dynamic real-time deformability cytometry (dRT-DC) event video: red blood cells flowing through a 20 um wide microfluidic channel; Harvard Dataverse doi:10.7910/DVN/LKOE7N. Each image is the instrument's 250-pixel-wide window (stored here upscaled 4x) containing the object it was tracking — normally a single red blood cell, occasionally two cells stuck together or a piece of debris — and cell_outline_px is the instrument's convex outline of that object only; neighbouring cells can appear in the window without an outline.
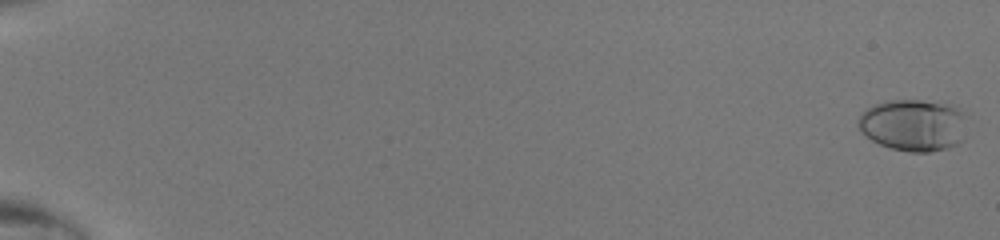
{"species": "human", "species_latin": "Homo sapiens", "temperature_condition": "room temperature", "stored_images_in_passage": 50, "camera_frame_rate_fps": 3000, "um_per_image_px": 0.085, "donor": {"sex": "male"}, "frame": {"image": 1, "passage_image": 2, "time_ms": 0.333, "image_size_px": [1000, 240], "cell_outline_px": [[964, 140], [948, 148], [928, 152], [908, 152], [892, 148], [880, 144], [872, 140], [860, 128], [856, 120], [868, 108], [876, 104], [888, 100], [920, 100], [952, 104], [964, 116]], "centroid_in_image_um": [77.65, 10.64], "position_along_channel_um": 7.3, "area_um2": 32.6}}
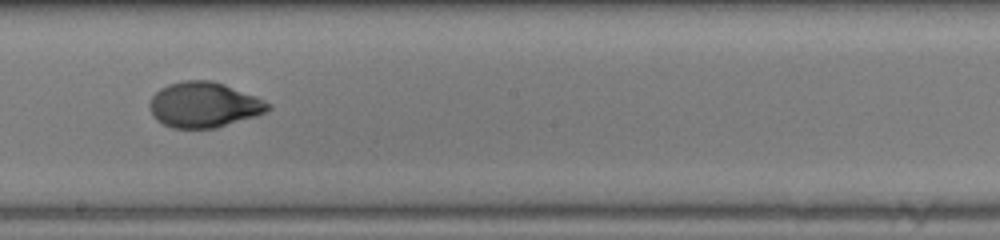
{"frame": {"image": 2, "passage_image": 32, "time_ms": 10.333, "image_size_px": [1000, 240], "cell_outline_px": [[272, 108], [256, 116], [216, 128], [172, 128], [156, 120], [152, 116], [148, 108], [148, 104], [152, 96], [160, 88], [168, 84], [184, 80], [212, 80], [224, 84], [256, 96], [272, 104]], "centroid_in_image_um": [17.31, 8.91], "position_along_channel_um": 230.9, "area_um2": 31.56}}
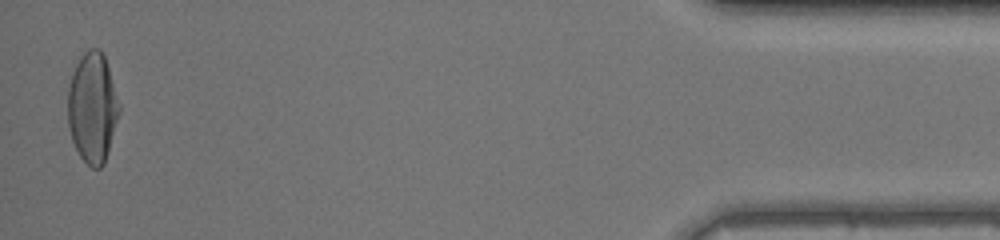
{"frame": {"image": 3, "passage_image": 50, "time_ms": 16.333, "image_size_px": [1000, 240], "cell_outline_px": [[120, 112], [104, 164], [100, 168], [92, 168], [80, 156], [72, 140], [68, 128], [68, 84], [72, 72], [80, 56], [88, 48], [100, 48], [104, 56], [120, 104]], "centroid_in_image_um": [7.85, 9.14], "position_along_channel_um": 427.4, "area_um2": 33.06}}